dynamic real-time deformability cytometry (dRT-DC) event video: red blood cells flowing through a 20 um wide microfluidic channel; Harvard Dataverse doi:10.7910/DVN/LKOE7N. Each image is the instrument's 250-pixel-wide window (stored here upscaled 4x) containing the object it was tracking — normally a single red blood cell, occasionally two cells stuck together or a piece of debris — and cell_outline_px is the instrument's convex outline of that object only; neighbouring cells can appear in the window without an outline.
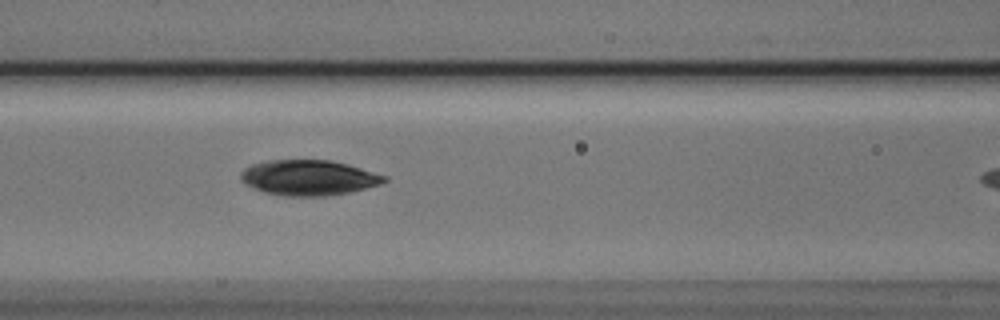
{"species": "Egyptian fruit bat (a non-hibernating species)", "species_latin": "Rousettus aegyptiacus", "temperature_condition": "cold", "stored_images_in_passage": 6, "segment_of_instrument_passage": [1, 2], "camera_frame_rate_fps": 3000, "um_per_image_px": 0.085, "animal": {"sex": "male"}, "frame": {"image": 1, "passage_image": 5, "time_ms": 1.333, "image_size_px": [1000, 320], "cell_outline_px": [[388, 180], [380, 184], [348, 192], [328, 196], [284, 196], [264, 192], [244, 184], [240, 180], [240, 172], [244, 168], [252, 164], [268, 160], [328, 160], [348, 164], [388, 176]], "centroid_in_image_um": [26.21, 15.1], "position_along_channel_um": 140.4, "area_um2": 29.65}}